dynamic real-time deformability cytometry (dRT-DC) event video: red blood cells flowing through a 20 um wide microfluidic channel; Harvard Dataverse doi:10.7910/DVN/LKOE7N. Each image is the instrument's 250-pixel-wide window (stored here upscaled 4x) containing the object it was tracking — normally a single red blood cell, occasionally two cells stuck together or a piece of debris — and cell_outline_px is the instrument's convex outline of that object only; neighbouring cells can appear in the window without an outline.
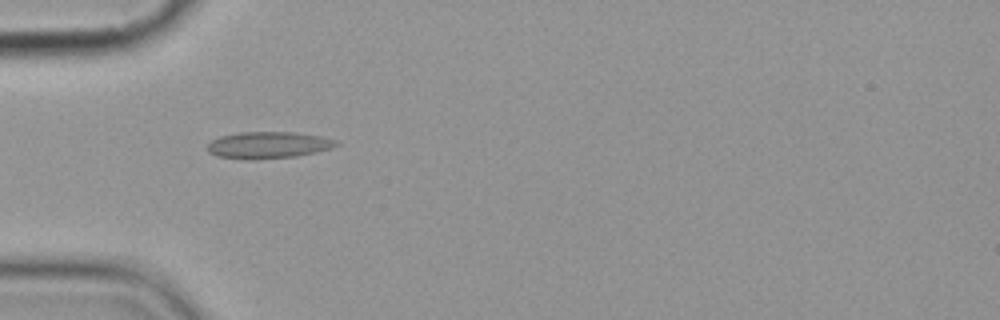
{"species": "common noctule bat (a hibernating species)", "species_latin": "Nyctalus noctula", "temperature_condition": "cold", "stored_images_in_passage": 13, "camera_frame_rate_fps": 3000, "um_per_image_px": 0.085, "animal": {"sex": "female", "body_mass_g": 19.9}, "frame": {"image": 1, "passage_image": 5, "time_ms": 5.667, "image_size_px": [1000, 320], "cell_outline_px": [[340, 144], [332, 148], [316, 152], [296, 156], [252, 160], [216, 156], [208, 152], [208, 144], [212, 140], [220, 136], [240, 132], [296, 132], [320, 136], [336, 140]], "centroid_in_image_um": [22.81, 12.33], "position_along_channel_um": 62.2, "area_um2": 20.11}}
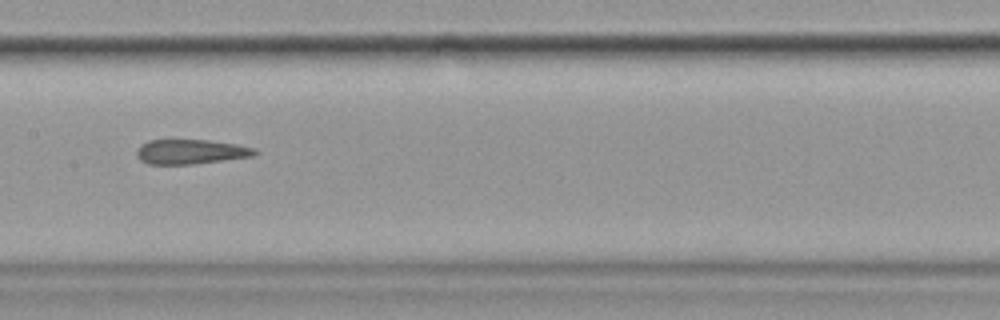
{"frame": {"image": 2, "passage_image": 8, "time_ms": 9.333, "image_size_px": [1000, 320], "cell_outline_px": [[260, 152], [256, 156], [192, 164], [148, 164], [140, 160], [136, 156], [136, 148], [140, 144], [148, 140], [208, 140], [236, 144], [256, 148]], "centroid_in_image_um": [16.22, 12.89], "position_along_channel_um": 191.2, "area_um2": 17.22}}
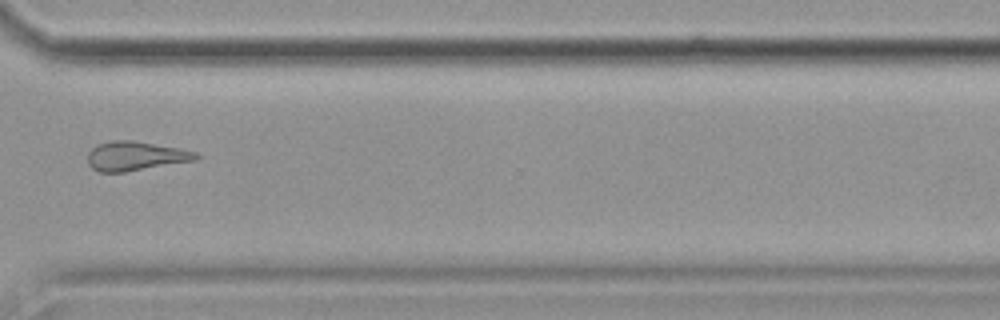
{"frame": {"image": 3, "passage_image": 12, "time_ms": 14.0, "image_size_px": [1000, 320], "cell_outline_px": [[200, 156], [196, 160], [124, 172], [100, 172], [92, 168], [88, 164], [88, 152], [96, 144], [112, 140], [132, 140], [176, 148], [196, 152]], "centroid_in_image_um": [11.47, 13.26], "position_along_channel_um": 359.1, "area_um2": 18.26}, "authors_computed_cell_mechanics": {"area_um2": 19.0162, "velocity_mm_per_s": 3.5988, "shape_relaxation_time_tau1_ms": null, "shape_relaxation_time_tau2_ms": 2.6567, "deformation_change_tau1": null, "deformation_change_tau2": 0.0804}}